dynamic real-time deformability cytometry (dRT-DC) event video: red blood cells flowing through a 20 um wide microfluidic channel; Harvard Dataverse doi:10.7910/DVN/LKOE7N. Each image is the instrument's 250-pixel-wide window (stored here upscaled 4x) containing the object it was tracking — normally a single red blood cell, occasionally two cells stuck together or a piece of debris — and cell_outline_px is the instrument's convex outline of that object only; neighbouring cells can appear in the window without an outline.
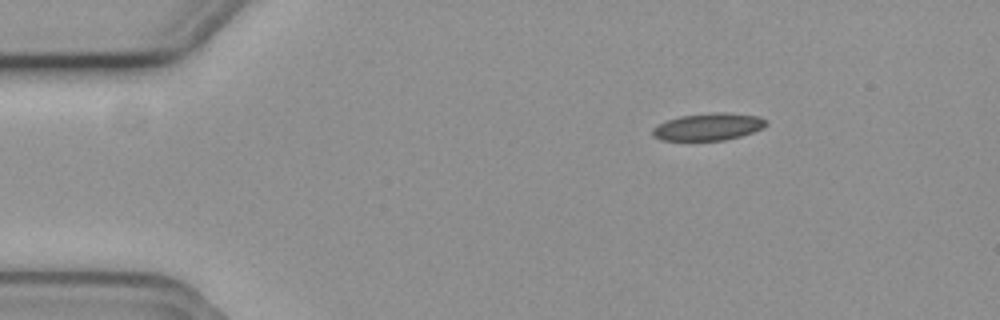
{"species": "common noctule bat (a hibernating species)", "species_latin": "Nyctalus noctula", "temperature_condition": "cold", "stored_images_in_passage": 48, "camera_frame_rate_fps": 3000, "um_per_image_px": 0.085, "animal": {"sex": "female", "body_mass_g": 19.3, "forearm_length_mm": 54.1}, "frame": {"image": 1, "passage_image": 1, "time_ms": 0.0, "image_size_px": [1000, 320], "cell_outline_px": [[768, 124], [764, 128], [740, 136], [724, 140], [660, 140], [652, 136], [652, 128], [656, 124], [680, 116], [716, 112], [724, 112], [760, 116], [768, 120]], "centroid_in_image_um": [60.22, 10.77], "position_along_channel_um": 24.8, "area_um2": 18.15}}
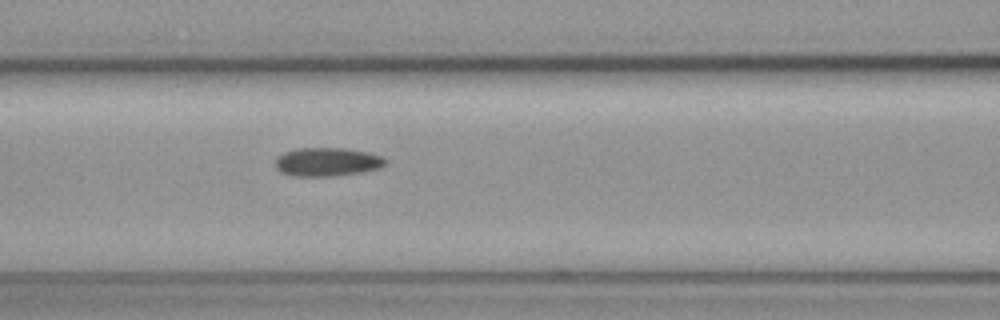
{"frame": {"image": 2, "passage_image": 16, "time_ms": 5.0, "image_size_px": [1000, 320], "cell_outline_px": [[388, 160], [380, 168], [360, 172], [336, 176], [292, 176], [280, 172], [276, 168], [276, 156], [284, 152], [296, 148], [344, 148], [368, 152], [380, 156]], "centroid_in_image_um": [27.78, 13.76], "position_along_channel_um": 138.8, "area_um2": 18.44}}
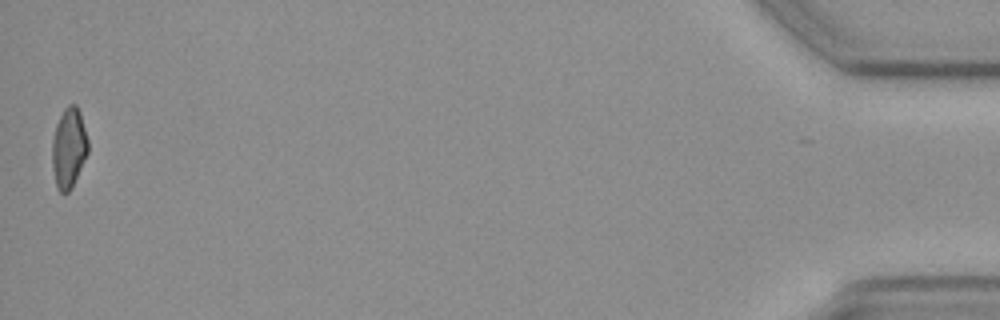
{"frame": {"image": 3, "passage_image": 48, "time_ms": 15.667, "image_size_px": [1000, 320], "cell_outline_px": [[88, 152], [72, 188], [68, 192], [60, 192], [56, 188], [52, 168], [52, 140], [56, 124], [64, 108], [68, 104], [76, 104], [80, 112], [88, 140]], "centroid_in_image_um": [5.84, 12.58], "position_along_channel_um": 429.4, "area_um2": 16.88}, "authors_computed_cell_mechanics": {"area_um2": 17.8313, "velocity_mm_per_s": 3.6892, "shape_relaxation_time_tau1_ms": null, "shape_relaxation_time_tau2_ms": 11.2611, "deformation_change_tau1": null, "deformation_change_tau2": 0.2083}}